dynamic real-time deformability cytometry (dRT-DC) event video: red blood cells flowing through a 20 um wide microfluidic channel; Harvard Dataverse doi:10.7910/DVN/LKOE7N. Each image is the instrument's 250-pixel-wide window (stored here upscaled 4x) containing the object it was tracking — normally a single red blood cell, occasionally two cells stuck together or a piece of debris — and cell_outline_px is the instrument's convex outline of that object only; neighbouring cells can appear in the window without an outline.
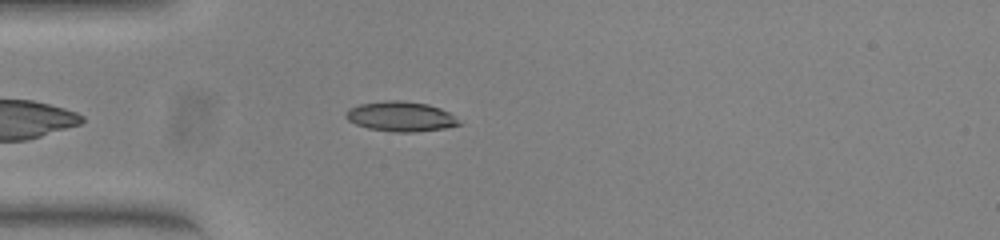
{"species": "common noctule bat (a hibernating species)", "species_latin": "Nyctalus noctula", "temperature_condition": "warm", "stored_images_in_passage": 41, "camera_frame_rate_fps": 3000, "um_per_image_px": 0.085, "animal": {"sex": "female", "body_mass_g": 23.0, "forearm_length_mm": 53.4}, "frame": {"image": 1, "passage_image": 3, "time_ms": 0.667, "image_size_px": [1000, 240], "cell_outline_px": [[460, 124], [444, 128], [412, 132], [396, 132], [368, 128], [356, 124], [348, 120], [344, 116], [348, 108], [360, 104], [388, 100], [404, 100], [428, 104], [440, 108], [448, 112]], "centroid_in_image_um": [34.0, 9.89], "position_along_channel_um": 51.0, "area_um2": 19.48}}
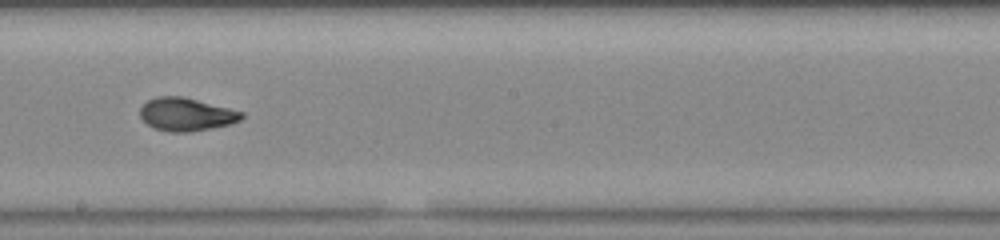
{"frame": {"image": 2, "passage_image": 18, "time_ms": 5.667, "image_size_px": [1000, 240], "cell_outline_px": [[244, 116], [240, 120], [232, 124], [188, 132], [168, 132], [152, 128], [140, 116], [140, 108], [148, 100], [156, 96], [184, 96], [244, 112]], "centroid_in_image_um": [15.83, 9.72], "position_along_channel_um": 232.4, "area_um2": 19.65}}
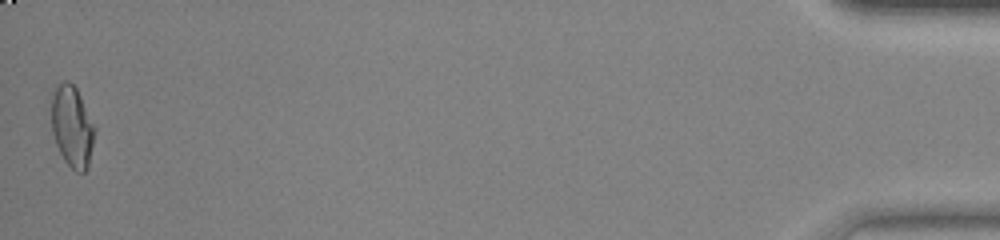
{"frame": {"image": 3, "passage_image": 41, "time_ms": 13.333, "image_size_px": [1000, 240], "cell_outline_px": [[96, 132], [88, 168], [84, 172], [76, 172], [64, 160], [56, 144], [52, 132], [52, 96], [56, 88], [64, 80], [68, 80], [76, 88], [96, 128]], "centroid_in_image_um": [6.15, 10.79], "position_along_channel_um": 429.0, "area_um2": 20.4}, "authors_computed_cell_mechanics": {"area_um2": 19.4786, "velocity_mm_per_s": 3.8488, "shape_relaxation_time_tau1_ms": 7.7515, "shape_relaxation_time_tau2_ms": 1.1149, "deformation_change_tau1": 0.2515, "deformation_change_tau2": 0.0509}}